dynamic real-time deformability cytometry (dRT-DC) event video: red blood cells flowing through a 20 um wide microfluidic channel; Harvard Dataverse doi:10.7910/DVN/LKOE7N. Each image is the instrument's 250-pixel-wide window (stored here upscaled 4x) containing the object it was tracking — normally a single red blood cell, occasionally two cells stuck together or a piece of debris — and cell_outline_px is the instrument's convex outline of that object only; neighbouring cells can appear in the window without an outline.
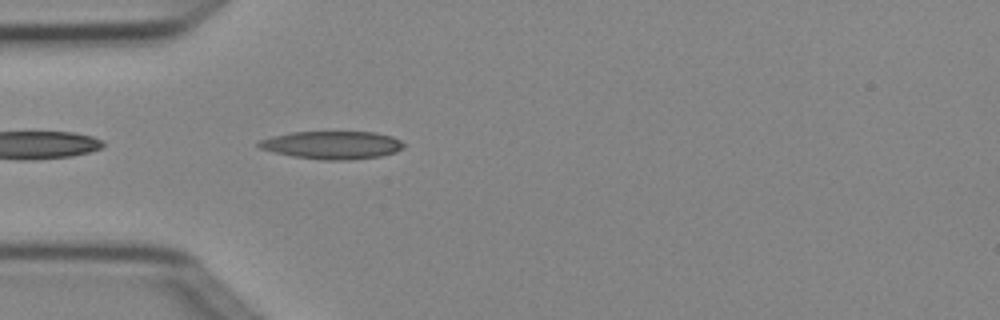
{"species": "Egyptian fruit bat (a non-hibernating species)", "species_latin": "Rousettus aegyptiacus", "temperature_condition": "cold", "stored_images_in_passage": 3, "camera_frame_rate_fps": 3000, "um_per_image_px": 0.085, "animal": {"sex": "female"}, "frame": {"image": 1, "passage_image": 3, "time_ms": 0.667, "image_size_px": [1000, 320], "cell_outline_px": [[404, 148], [396, 152], [380, 156], [348, 160], [324, 160], [292, 156], [260, 148], [256, 144], [260, 140], [272, 136], [292, 132], [376, 132], [392, 136], [400, 140], [404, 144]], "centroid_in_image_um": [28.26, 12.32], "position_along_channel_um": 56.7, "area_um2": 23.52}}